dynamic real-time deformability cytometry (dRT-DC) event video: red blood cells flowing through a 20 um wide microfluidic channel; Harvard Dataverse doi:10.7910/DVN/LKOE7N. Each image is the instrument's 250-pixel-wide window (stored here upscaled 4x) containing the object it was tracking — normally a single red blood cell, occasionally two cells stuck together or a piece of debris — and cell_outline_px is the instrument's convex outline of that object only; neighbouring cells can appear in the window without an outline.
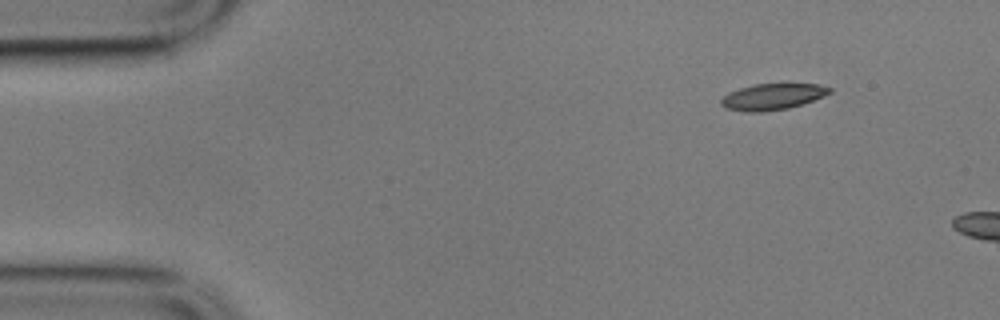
{"species": "common noctule bat (a hibernating species)", "species_latin": "Nyctalus noctula", "temperature_condition": "cold", "stored_images_in_passage": 5, "camera_frame_rate_fps": 3000, "um_per_image_px": 0.085, "animal": {"sex": "male", "body_mass_g": 17.9}, "frame": {"image": 1, "passage_image": 1, "time_ms": 0.0, "image_size_px": [1000, 320], "cell_outline_px": [[832, 92], [824, 96], [804, 104], [788, 108], [760, 112], [744, 112], [724, 108], [720, 104], [720, 100], [728, 92], [740, 88], [756, 84], [820, 84], [832, 88]], "centroid_in_image_um": [65.66, 8.22], "position_along_channel_um": 19.3, "area_um2": 16.7}}